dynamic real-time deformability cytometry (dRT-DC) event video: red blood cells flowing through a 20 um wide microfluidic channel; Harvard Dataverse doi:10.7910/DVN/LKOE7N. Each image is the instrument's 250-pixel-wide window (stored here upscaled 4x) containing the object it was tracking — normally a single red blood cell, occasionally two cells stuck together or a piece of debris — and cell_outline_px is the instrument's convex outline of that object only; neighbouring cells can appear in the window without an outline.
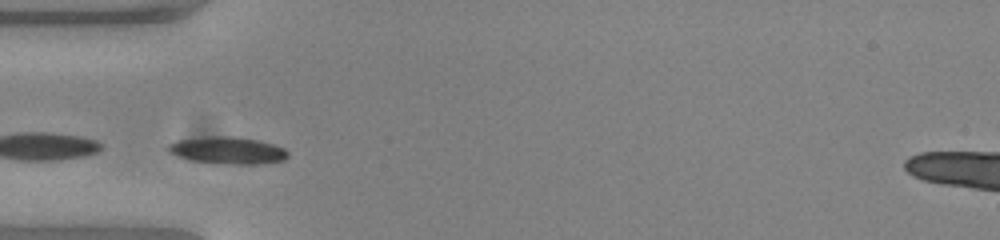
{"species": "common noctule bat (a hibernating species)", "species_latin": "Nyctalus noctula", "temperature_condition": "warm", "stored_images_in_passage": 19, "camera_frame_rate_fps": 3000, "um_per_image_px": 0.085, "animal": {"sex": "female", "body_mass_g": 23.0, "forearm_length_mm": 53.4}, "frame": {"image": 1, "passage_image": 4, "time_ms": 1.0, "image_size_px": [1000, 240], "cell_outline_px": [[288, 156], [284, 160], [256, 164], [216, 164], [192, 160], [168, 152], [168, 144], [176, 140], [204, 136], [232, 136], [256, 140], [272, 144], [284, 148], [288, 152]], "centroid_in_image_um": [19.32, 12.78], "position_along_channel_um": 65.7, "area_um2": 18.9}}
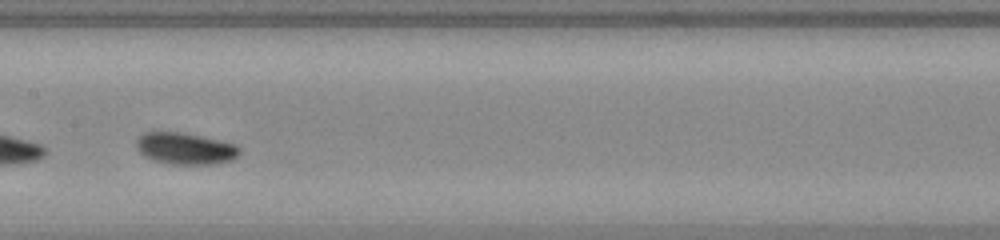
{"frame": {"image": 2, "passage_image": 14, "time_ms": 4.333, "image_size_px": [1000, 240], "cell_outline_px": [[240, 152], [232, 160], [216, 164], [172, 164], [156, 160], [144, 156], [136, 148], [136, 140], [144, 132], [176, 132], [236, 144], [240, 148]], "centroid_in_image_um": [15.74, 12.64], "position_along_channel_um": 191.7, "area_um2": 18.67}}